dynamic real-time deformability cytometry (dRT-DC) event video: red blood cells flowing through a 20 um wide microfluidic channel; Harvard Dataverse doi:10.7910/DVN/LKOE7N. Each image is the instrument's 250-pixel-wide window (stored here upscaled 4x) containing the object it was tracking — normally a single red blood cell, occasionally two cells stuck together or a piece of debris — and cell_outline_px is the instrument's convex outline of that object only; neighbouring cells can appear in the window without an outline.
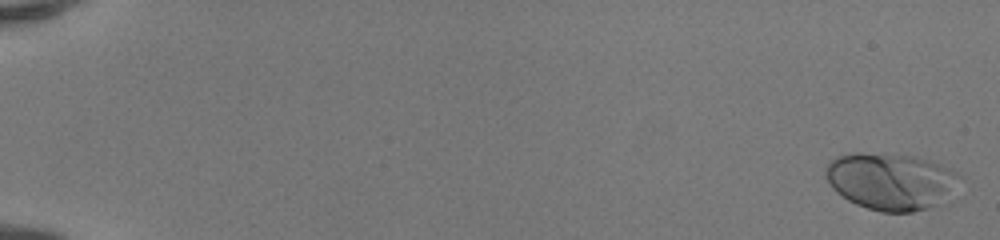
{"species": "human", "species_latin": "Homo sapiens", "temperature_condition": "room temperature", "stored_images_in_passage": 51, "camera_frame_rate_fps": 3000, "um_per_image_px": 0.085, "donor": {"sex": "female"}, "frame": {"image": 1, "passage_image": 1, "time_ms": 0.0, "image_size_px": [1000, 240], "cell_outline_px": [[964, 176], [944, 204], [912, 212], [880, 212], [856, 204], [848, 200], [836, 192], [832, 188], [824, 176], [824, 172], [828, 164], [836, 156], [856, 152], [860, 152], [916, 156], [940, 164]], "centroid_in_image_um": [75.75, 15.42], "position_along_channel_um": 9.2, "area_um2": 45.03}}
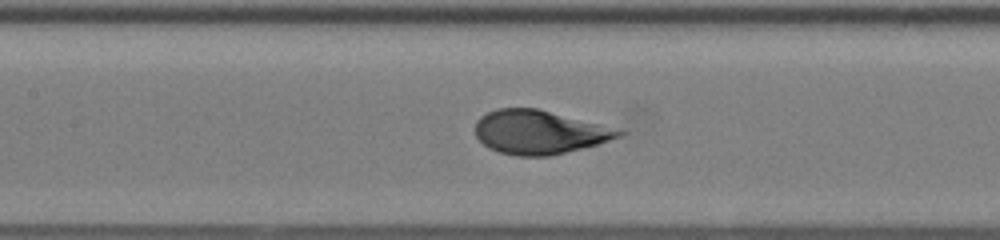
{"frame": {"image": 2, "passage_image": 26, "time_ms": 8.333, "image_size_px": [1000, 240], "cell_outline_px": [[628, 132], [620, 136], [596, 144], [548, 156], [516, 156], [500, 152], [488, 148], [476, 136], [476, 120], [480, 116], [496, 108], [536, 108], [600, 124]], "centroid_in_image_um": [45.79, 11.23], "position_along_channel_um": 161.6, "area_um2": 36.13}}
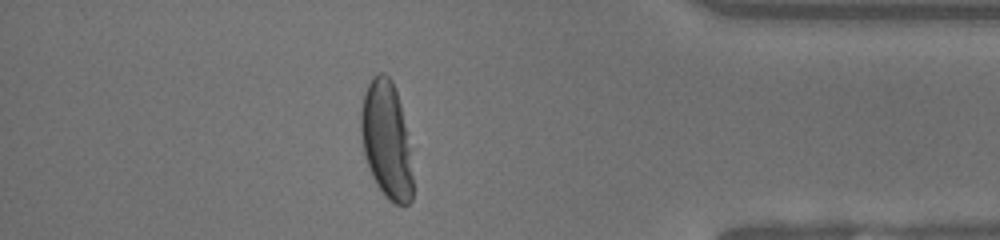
{"frame": {"image": 3, "passage_image": 45, "time_ms": 14.667, "image_size_px": [1000, 240], "cell_outline_px": [[412, 200], [408, 204], [396, 204], [388, 200], [384, 196], [376, 184], [368, 168], [364, 156], [360, 132], [360, 112], [364, 92], [372, 76], [380, 72], [384, 72], [392, 80], [400, 104], [404, 124], [408, 148], [412, 176]], "centroid_in_image_um": [32.8, 11.9], "position_along_channel_um": 402.4, "area_um2": 35.14}}